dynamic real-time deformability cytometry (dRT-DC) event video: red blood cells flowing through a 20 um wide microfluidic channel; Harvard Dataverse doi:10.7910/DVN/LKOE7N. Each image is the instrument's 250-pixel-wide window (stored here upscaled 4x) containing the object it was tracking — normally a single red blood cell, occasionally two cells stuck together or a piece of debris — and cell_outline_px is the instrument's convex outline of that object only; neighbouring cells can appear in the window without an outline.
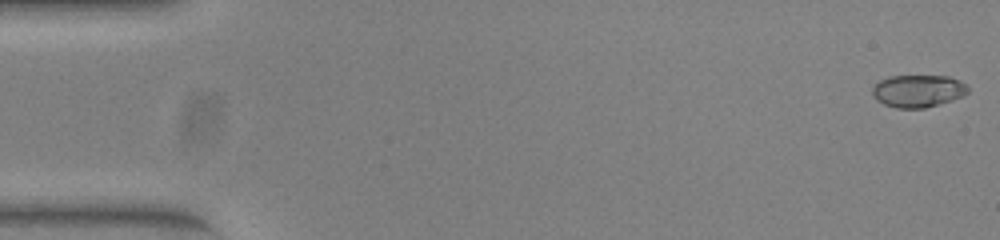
{"species": "common noctule bat (a hibernating species)", "species_latin": "Nyctalus noctula", "temperature_condition": "warm", "stored_images_in_passage": 52, "camera_frame_rate_fps": 3000, "um_per_image_px": 0.085, "animal": {"sex": "female", "body_mass_g": 23.0, "forearm_length_mm": 53.4}, "frame": {"image": 1, "passage_image": 1, "time_ms": 0.0, "image_size_px": [1000, 240], "cell_outline_px": [[968, 92], [964, 96], [952, 100], [924, 108], [896, 108], [884, 104], [876, 100], [872, 96], [872, 88], [880, 80], [888, 76], [948, 76], [960, 80], [968, 84]], "centroid_in_image_um": [78.04, 7.73], "position_along_channel_um": 7.0, "area_um2": 18.21}}
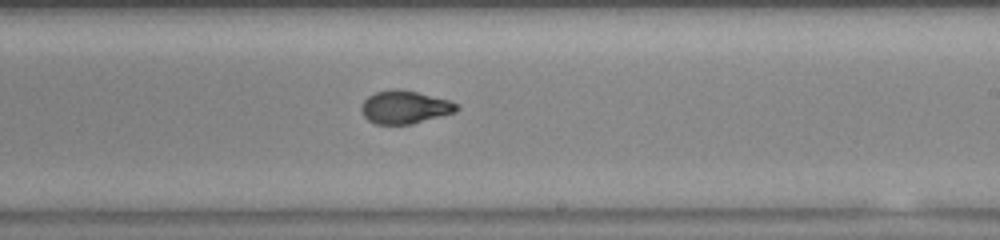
{"frame": {"image": 2, "passage_image": 31, "time_ms": 10.0, "image_size_px": [1000, 240], "cell_outline_px": [[460, 108], [456, 112], [412, 124], [376, 124], [368, 120], [364, 116], [360, 108], [364, 100], [368, 96], [376, 92], [392, 88], [400, 88], [448, 100], [460, 104]], "centroid_in_image_um": [34.41, 9.1], "position_along_channel_um": 254.6, "area_um2": 18.44}}
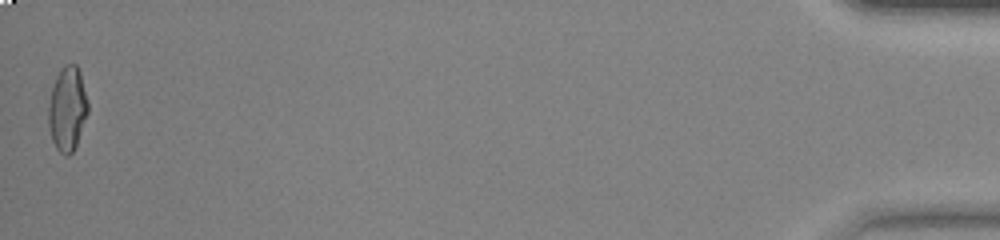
{"frame": {"image": 3, "passage_image": 52, "time_ms": 17.0, "image_size_px": [1000, 240], "cell_outline_px": [[88, 112], [76, 144], [72, 152], [68, 156], [64, 156], [56, 148], [52, 140], [48, 124], [48, 108], [52, 88], [56, 76], [60, 68], [64, 64], [76, 64], [80, 72], [88, 100]], "centroid_in_image_um": [5.72, 9.23], "position_along_channel_um": 429.5, "area_um2": 19.42}, "authors_computed_cell_mechanics": {"area_um2": 18.4671, "velocity_mm_per_s": 3.9294, "shape_relaxation_time_tau1_ms": 6.8688, "shape_relaxation_time_tau2_ms": 0.896, "deformation_change_tau1": 0.2878, "deformation_change_tau2": 0.0637}}